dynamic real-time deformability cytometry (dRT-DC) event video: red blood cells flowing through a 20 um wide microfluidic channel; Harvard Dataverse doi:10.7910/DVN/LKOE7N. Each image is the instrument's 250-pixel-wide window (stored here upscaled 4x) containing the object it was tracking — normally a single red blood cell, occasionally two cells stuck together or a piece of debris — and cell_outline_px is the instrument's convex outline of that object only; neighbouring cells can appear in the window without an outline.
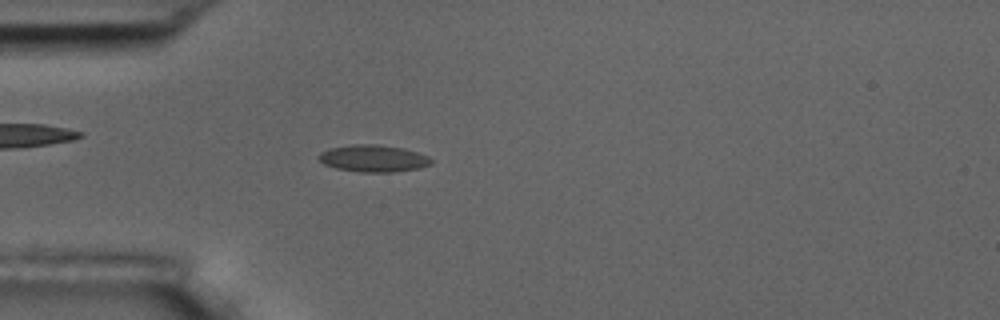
{"species": "common noctule bat (a hibernating species)", "species_latin": "Nyctalus noctula", "temperature_condition": "room temperature", "stored_images_in_passage": 3, "camera_frame_rate_fps": 3000, "um_per_image_px": 0.085, "animal": {"sex": "male", "body_mass_g": 17.5, "forearm_length_mm": 52.3}, "frame": {"image": 1, "passage_image": 3, "time_ms": 2.333, "image_size_px": [1000, 320], "cell_outline_px": [[432, 164], [420, 168], [396, 172], [360, 172], [336, 168], [324, 164], [316, 156], [320, 152], [328, 148], [352, 144], [376, 144], [404, 148], [428, 156], [432, 160]], "centroid_in_image_um": [31.72, 13.46], "position_along_channel_um": 53.3, "area_um2": 17.86}}